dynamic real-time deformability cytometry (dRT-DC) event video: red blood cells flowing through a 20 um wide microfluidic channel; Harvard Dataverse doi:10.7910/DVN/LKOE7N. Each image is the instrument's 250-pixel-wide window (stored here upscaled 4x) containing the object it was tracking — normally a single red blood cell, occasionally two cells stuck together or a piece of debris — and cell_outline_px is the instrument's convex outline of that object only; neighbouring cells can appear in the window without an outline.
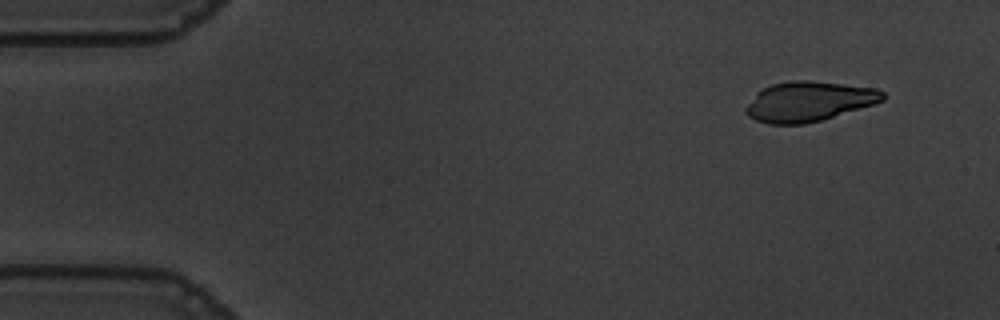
{"species": "common noctule bat (a hibernating species)", "species_latin": "Nyctalus noctula", "temperature_condition": "warm", "stored_images_in_passage": 51, "camera_frame_rate_fps": 3000, "um_per_image_px": 0.085, "animal": {"sex": "male", "body_mass_g": 19.5, "forearm_length_mm": 54.6}, "frame": {"image": 1, "passage_image": 1, "time_ms": 0.0, "image_size_px": [1000, 320], "cell_outline_px": [[884, 100], [876, 104], [820, 120], [804, 124], [768, 124], [756, 120], [748, 116], [744, 112], [744, 108], [756, 92], [772, 84], [792, 80], [812, 80], [876, 88], [884, 92]], "centroid_in_image_um": [68.73, 8.62], "position_along_channel_um": 16.3, "area_um2": 31.96}}